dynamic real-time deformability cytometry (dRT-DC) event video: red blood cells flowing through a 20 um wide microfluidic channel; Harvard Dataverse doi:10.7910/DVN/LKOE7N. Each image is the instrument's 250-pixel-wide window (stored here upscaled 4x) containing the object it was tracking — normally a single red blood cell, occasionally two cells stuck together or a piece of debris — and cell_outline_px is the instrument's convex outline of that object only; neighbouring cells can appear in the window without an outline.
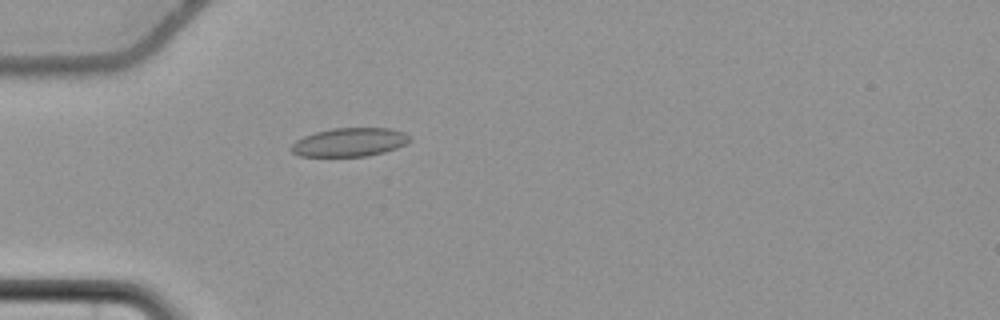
{"species": "common noctule bat (a hibernating species)", "species_latin": "Nyctalus noctula", "temperature_condition": "cold", "stored_images_in_passage": 57, "camera_frame_rate_fps": 3000, "um_per_image_px": 0.085, "animal": {"sex": "female", "body_mass_g": 22.7, "forearm_length_mm": 54.2}, "frame": {"image": 1, "passage_image": 18, "time_ms": 5.667, "image_size_px": [1000, 320], "cell_outline_px": [[412, 140], [396, 148], [384, 152], [368, 156], [300, 156], [292, 152], [288, 148], [296, 140], [304, 136], [316, 132], [332, 128], [392, 128], [404, 132], [412, 136]], "centroid_in_image_um": [29.73, 12.08], "position_along_channel_um": 55.3, "area_um2": 19.88}}
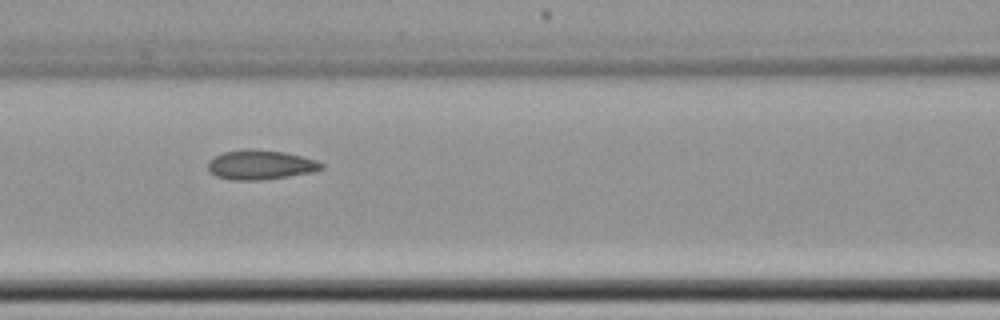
{"frame": {"image": 2, "passage_image": 26, "time_ms": 8.333, "image_size_px": [1000, 320], "cell_outline_px": [[324, 168], [316, 172], [264, 180], [232, 180], [216, 176], [208, 172], [208, 160], [224, 152], [248, 148], [284, 152], [316, 160], [324, 164]], "centroid_in_image_um": [22.15, 14.02], "position_along_channel_um": 144.5, "area_um2": 19.71}}
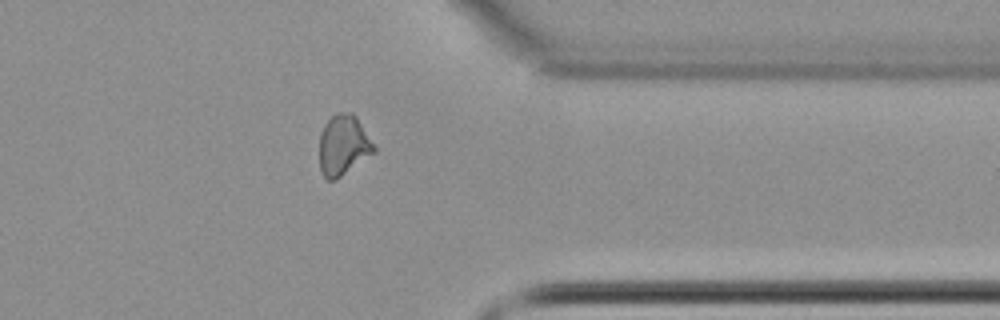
{"frame": {"image": 3, "passage_image": 46, "time_ms": 15.0, "image_size_px": [1000, 320], "cell_outline_px": [[376, 152], [336, 180], [328, 180], [320, 172], [320, 132], [324, 124], [336, 112], [352, 112], [356, 116], [376, 148]], "centroid_in_image_um": [29.18, 12.35], "position_along_channel_um": 382.2, "area_um2": 19.31}, "authors_computed_cell_mechanics": {"area_um2": 19.7098, "velocity_mm_per_s": 3.6897, "shape_relaxation_time_tau1_ms": null, "shape_relaxation_time_tau2_ms": 3.3537, "deformation_change_tau1": null, "deformation_change_tau2": 0.0682}}